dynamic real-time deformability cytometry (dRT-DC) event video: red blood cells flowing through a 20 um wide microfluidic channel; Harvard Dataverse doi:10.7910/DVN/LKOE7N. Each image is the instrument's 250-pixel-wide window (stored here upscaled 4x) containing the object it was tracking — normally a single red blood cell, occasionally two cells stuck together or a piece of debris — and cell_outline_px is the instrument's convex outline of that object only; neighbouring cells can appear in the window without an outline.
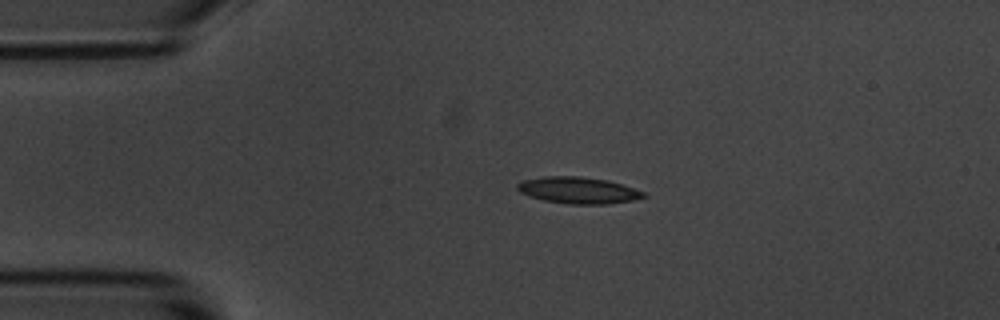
{"species": "common noctule bat (a hibernating species)", "species_latin": "Nyctalus noctula", "temperature_condition": "room temperature", "stored_images_in_passage": 4, "camera_frame_rate_fps": 3000, "um_per_image_px": 0.085, "animal": {"sex": "male", "body_mass_g": 20.1, "forearm_length_mm": 53.5}, "frame": {"image": 1, "passage_image": 3, "time_ms": 0.667, "image_size_px": [1000, 320], "cell_outline_px": [[648, 196], [632, 200], [608, 204], [568, 204], [544, 200], [528, 196], [520, 192], [516, 188], [516, 184], [524, 180], [544, 176], [580, 176], [608, 180], [644, 192]], "centroid_in_image_um": [49.12, 16.17], "position_along_channel_um": 35.9, "area_um2": 19.48}}